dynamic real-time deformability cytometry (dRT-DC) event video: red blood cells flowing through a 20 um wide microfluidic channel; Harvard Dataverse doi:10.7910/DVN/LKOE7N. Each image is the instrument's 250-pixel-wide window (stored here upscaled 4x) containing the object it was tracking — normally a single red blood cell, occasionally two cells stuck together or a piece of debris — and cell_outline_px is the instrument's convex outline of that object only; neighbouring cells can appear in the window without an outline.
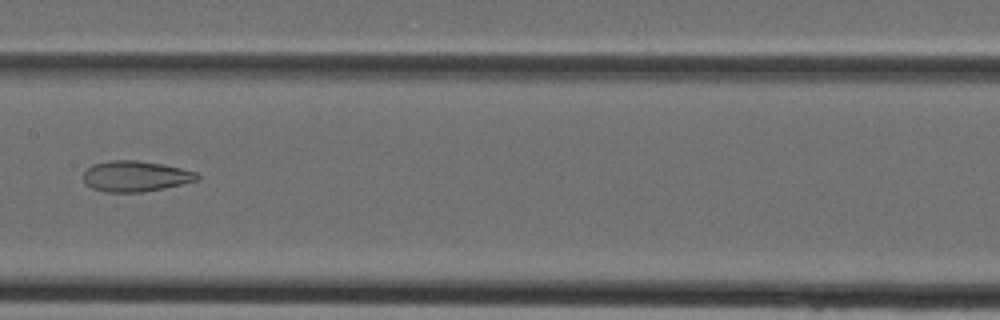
{"species": "Egyptian fruit bat (a non-hibernating species)", "species_latin": "Rousettus aegyptiacus", "temperature_condition": "cold", "stored_images_in_passage": 27, "camera_frame_rate_fps": 3000, "um_per_image_px": 0.085, "animal": {"sex": "female"}, "frame": {"image": 1, "passage_image": 8, "time_ms": 2.333, "image_size_px": [1000, 320], "cell_outline_px": [[200, 180], [164, 188], [140, 192], [104, 192], [92, 188], [84, 184], [84, 172], [92, 164], [108, 160], [136, 160], [164, 164], [196, 172], [200, 176]], "centroid_in_image_um": [11.51, 14.97], "position_along_channel_um": 195.9, "area_um2": 20.52}}
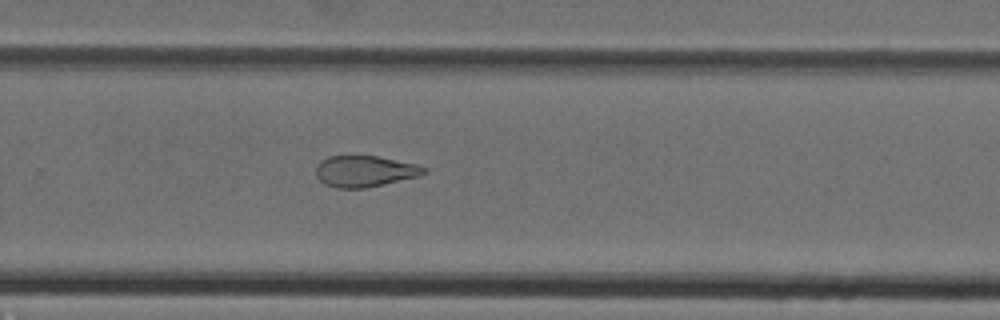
{"frame": {"image": 2, "passage_image": 14, "time_ms": 4.333, "image_size_px": [1000, 320], "cell_outline_px": [[428, 172], [420, 176], [384, 184], [364, 188], [336, 188], [324, 184], [316, 176], [316, 168], [320, 160], [328, 156], [376, 156], [412, 164], [428, 168]], "centroid_in_image_um": [30.98, 14.56], "position_along_channel_um": 298.8, "area_um2": 19.54}}
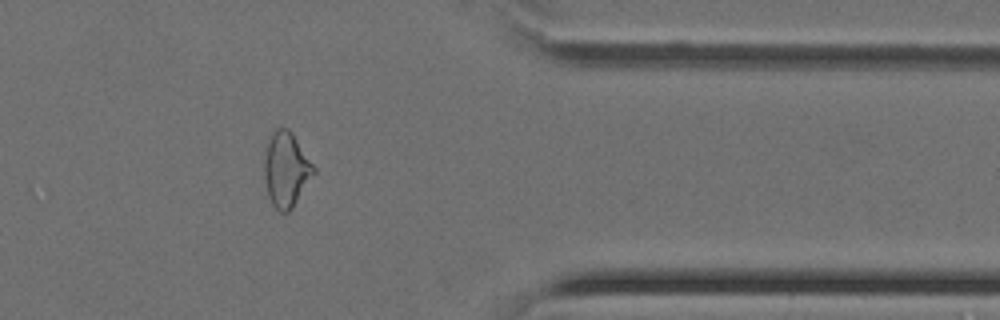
{"frame": {"image": 3, "passage_image": 20, "time_ms": 6.333, "image_size_px": [1000, 320], "cell_outline_px": [[316, 172], [292, 208], [288, 212], [280, 212], [272, 204], [268, 196], [264, 176], [264, 160], [268, 144], [272, 132], [276, 128], [288, 128], [292, 132], [316, 168]], "centroid_in_image_um": [24.34, 14.41], "position_along_channel_um": 387.1, "area_um2": 21.44}}